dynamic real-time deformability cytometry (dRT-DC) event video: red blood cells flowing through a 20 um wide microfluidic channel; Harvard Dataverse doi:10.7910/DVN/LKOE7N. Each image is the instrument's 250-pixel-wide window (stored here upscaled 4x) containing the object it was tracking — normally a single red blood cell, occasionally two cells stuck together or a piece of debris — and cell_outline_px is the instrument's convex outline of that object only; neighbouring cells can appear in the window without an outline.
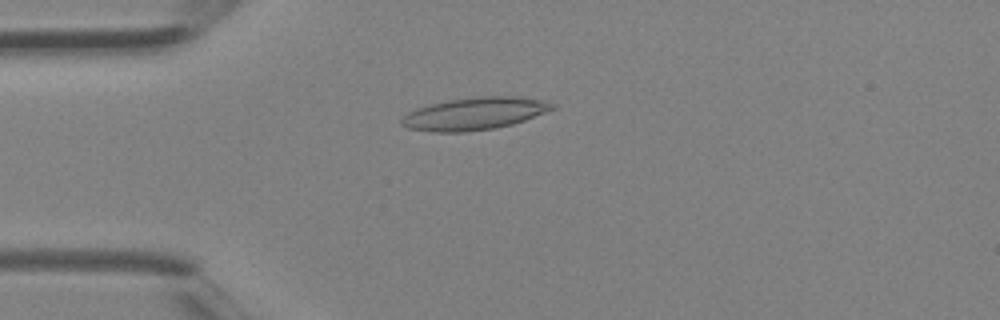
{"species": "Egyptian fruit bat (a non-hibernating species)", "species_latin": "Rousettus aegyptiacus", "temperature_condition": "room temperature", "stored_images_in_passage": 2, "camera_frame_rate_fps": 3000, "um_per_image_px": 0.085, "animal": {"sex": "female"}, "frame": {"image": 1, "passage_image": 2, "time_ms": 0.333, "image_size_px": [1000, 320], "cell_outline_px": [[556, 108], [524, 120], [512, 124], [496, 128], [464, 132], [432, 132], [408, 128], [400, 124], [400, 120], [408, 112], [416, 108], [448, 100], [476, 96], [512, 96], [544, 100], [556, 104]], "centroid_in_image_um": [40.33, 9.66], "position_along_channel_um": 44.7, "area_um2": 28.5}}